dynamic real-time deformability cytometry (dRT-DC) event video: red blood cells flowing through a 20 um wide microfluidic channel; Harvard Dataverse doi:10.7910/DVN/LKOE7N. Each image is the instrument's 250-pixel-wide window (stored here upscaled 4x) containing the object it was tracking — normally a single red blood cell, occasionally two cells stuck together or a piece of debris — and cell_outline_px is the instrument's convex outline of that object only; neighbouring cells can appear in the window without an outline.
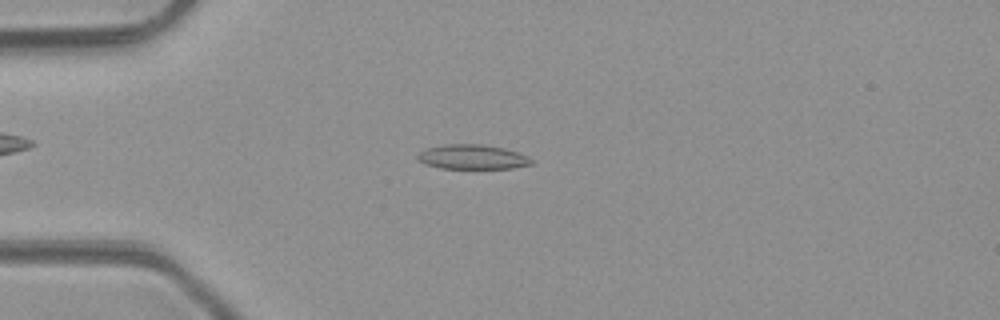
{"species": "common noctule bat (a hibernating species)", "species_latin": "Nyctalus noctula", "temperature_condition": "room temperature", "stored_images_in_passage": 3, "camera_frame_rate_fps": 3000, "um_per_image_px": 0.085, "animal": {"sex": "male", "body_mass_g": 23.1, "forearm_length_mm": 52.7}, "frame": {"image": 1, "passage_image": 3, "time_ms": 2.333, "image_size_px": [1000, 320], "cell_outline_px": [[532, 164], [512, 168], [440, 168], [424, 164], [416, 156], [420, 152], [428, 148], [444, 144], [480, 144], [504, 148], [528, 156], [532, 160]], "centroid_in_image_um": [40.15, 13.34], "position_along_channel_um": 44.9, "area_um2": 16.13}}